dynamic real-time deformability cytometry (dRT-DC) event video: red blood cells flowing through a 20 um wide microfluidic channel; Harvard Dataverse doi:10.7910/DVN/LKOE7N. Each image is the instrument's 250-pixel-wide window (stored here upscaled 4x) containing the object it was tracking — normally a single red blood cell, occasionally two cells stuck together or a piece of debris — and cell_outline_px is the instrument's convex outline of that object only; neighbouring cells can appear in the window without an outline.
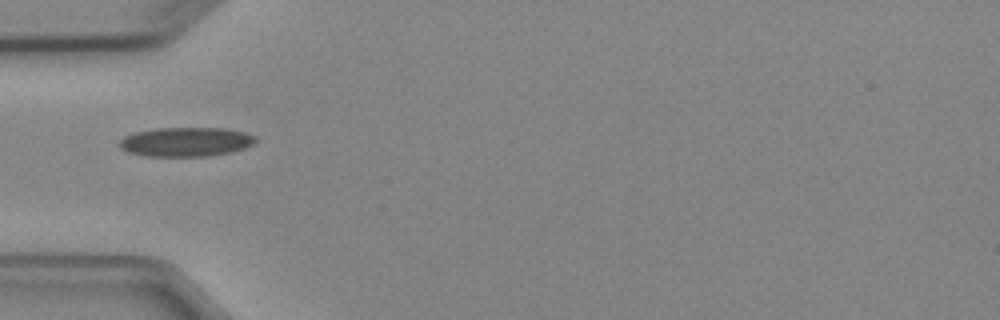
{"species": "Egyptian fruit bat (a non-hibernating species)", "species_latin": "Rousettus aegyptiacus", "temperature_condition": "cold", "stored_images_in_passage": 1, "camera_frame_rate_fps": 3000, "um_per_image_px": 0.085, "animal": {"sex": "female"}, "frame": {"image": 1, "passage_image": 1, "time_ms": 0.0, "image_size_px": [1000, 320], "cell_outline_px": [[256, 140], [252, 144], [244, 148], [232, 152], [208, 156], [148, 156], [128, 152], [120, 148], [120, 140], [124, 136], [132, 132], [156, 128], [220, 128], [244, 132], [256, 136]], "centroid_in_image_um": [15.78, 12.05], "position_along_channel_um": 69.2, "area_um2": 23.18}}